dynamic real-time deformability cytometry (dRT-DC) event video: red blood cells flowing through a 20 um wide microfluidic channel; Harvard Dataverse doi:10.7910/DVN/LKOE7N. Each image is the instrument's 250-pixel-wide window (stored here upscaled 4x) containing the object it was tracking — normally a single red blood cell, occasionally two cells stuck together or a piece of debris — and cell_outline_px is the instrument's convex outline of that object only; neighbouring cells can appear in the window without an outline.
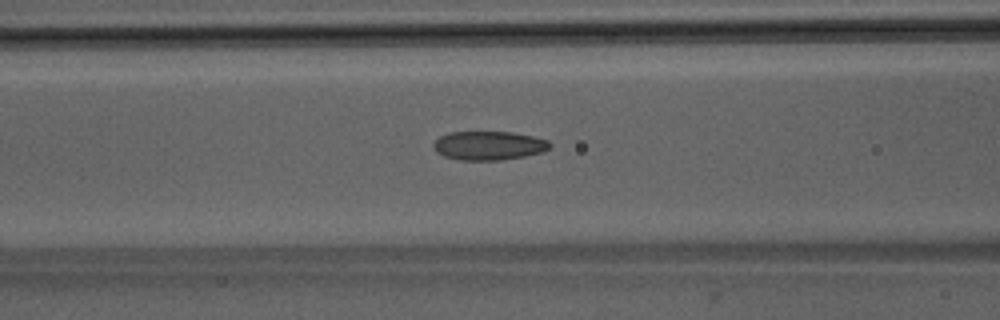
{"species": "Egyptian fruit bat (a non-hibernating species)", "species_latin": "Rousettus aegyptiacus", "temperature_condition": "room temperature", "stored_images_in_passage": 49, "camera_frame_rate_fps": 3000, "um_per_image_px": 0.085, "animal": {"sex": "male"}, "frame": {"image": 1, "passage_image": 21, "time_ms": 6.667, "image_size_px": [1000, 320], "cell_outline_px": [[552, 144], [544, 152], [524, 156], [500, 160], [460, 160], [444, 156], [436, 152], [432, 148], [432, 144], [440, 136], [448, 132], [512, 132], [532, 136], [548, 140]], "centroid_in_image_um": [41.52, 12.37], "position_along_channel_um": 125.1, "area_um2": 19.65}}
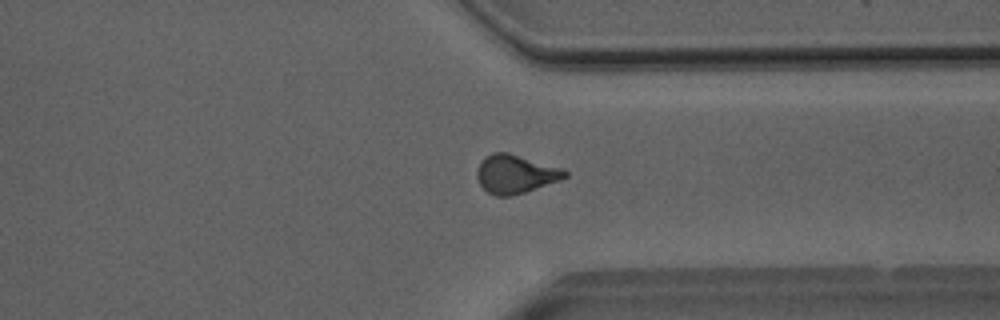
{"frame": {"image": 2, "passage_image": 39, "time_ms": 12.667, "image_size_px": [1000, 320], "cell_outline_px": [[568, 176], [560, 180], [512, 196], [496, 196], [488, 192], [480, 184], [476, 176], [476, 172], [480, 160], [484, 156], [492, 152], [508, 152], [564, 168], [568, 172]], "centroid_in_image_um": [43.81, 14.77], "position_along_channel_um": 367.6, "area_um2": 19.94}}
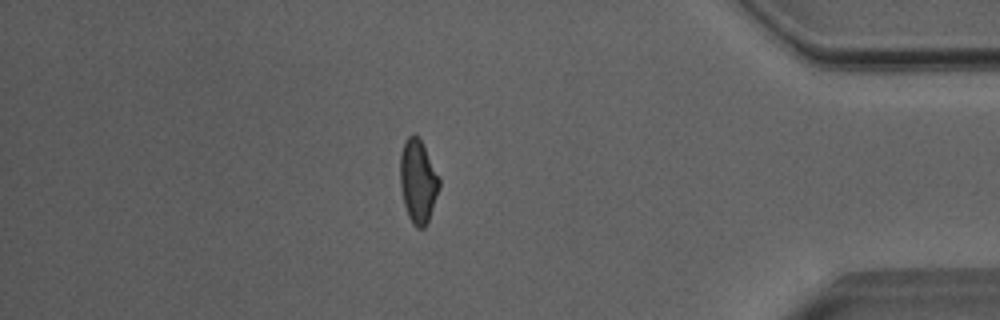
{"frame": {"image": 3, "passage_image": 44, "time_ms": 14.333, "image_size_px": [1000, 320], "cell_outline_px": [[440, 188], [428, 220], [424, 228], [416, 228], [412, 224], [408, 216], [404, 204], [400, 188], [400, 156], [404, 140], [412, 132], [420, 140], [440, 180]], "centroid_in_image_um": [35.5, 15.43], "position_along_channel_um": 399.7, "area_um2": 18.84}}